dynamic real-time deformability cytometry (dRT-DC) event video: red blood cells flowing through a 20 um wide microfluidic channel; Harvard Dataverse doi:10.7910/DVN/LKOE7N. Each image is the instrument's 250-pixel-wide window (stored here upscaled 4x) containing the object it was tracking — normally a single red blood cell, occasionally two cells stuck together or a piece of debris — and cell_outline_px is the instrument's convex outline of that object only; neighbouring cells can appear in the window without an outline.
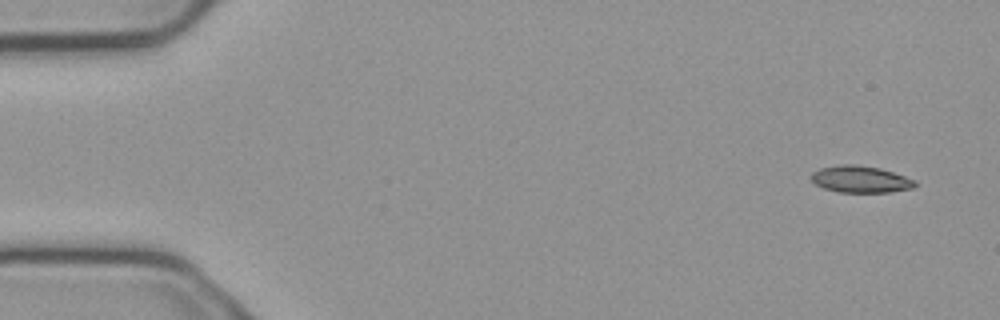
{"species": "common noctule bat (a hibernating species)", "species_latin": "Nyctalus noctula", "temperature_condition": "cold", "stored_images_in_passage": 5, "camera_frame_rate_fps": 3000, "um_per_image_px": 0.085, "animal": {"sex": "male", "body_mass_g": 23.1, "forearm_length_mm": 52.7}, "frame": {"image": 1, "passage_image": 1, "time_ms": 0.0, "image_size_px": [1000, 320], "cell_outline_px": [[916, 184], [912, 188], [892, 192], [836, 192], [824, 188], [816, 184], [812, 180], [812, 172], [820, 168], [840, 164], [856, 164], [880, 168], [916, 180]], "centroid_in_image_um": [73.14, 15.23], "position_along_channel_um": 11.9, "area_um2": 16.18}}